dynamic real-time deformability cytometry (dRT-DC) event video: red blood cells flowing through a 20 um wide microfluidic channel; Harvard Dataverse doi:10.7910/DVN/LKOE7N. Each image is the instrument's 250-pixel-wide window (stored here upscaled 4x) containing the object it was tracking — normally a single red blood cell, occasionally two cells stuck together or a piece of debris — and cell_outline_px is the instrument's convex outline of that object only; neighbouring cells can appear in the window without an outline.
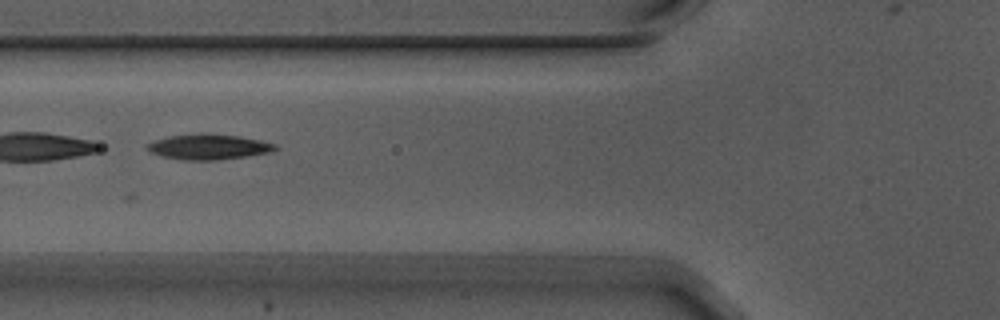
{"species": "Egyptian fruit bat (a non-hibernating species)", "species_latin": "Rousettus aegyptiacus", "temperature_condition": "warm", "stored_images_in_passage": 4, "camera_frame_rate_fps": 3000, "um_per_image_px": 0.085, "animal": {"sex": "male"}, "frame": {"image": 1, "passage_image": 2, "time_ms": 0.333, "image_size_px": [1000, 320], "cell_outline_px": [[280, 148], [272, 152], [216, 160], [184, 160], [164, 156], [152, 152], [144, 148], [144, 144], [156, 140], [172, 136], [200, 132], [208, 132], [240, 136], [260, 140], [276, 144]], "centroid_in_image_um": [17.75, 12.46], "position_along_channel_um": 108.0, "area_um2": 19.07}}
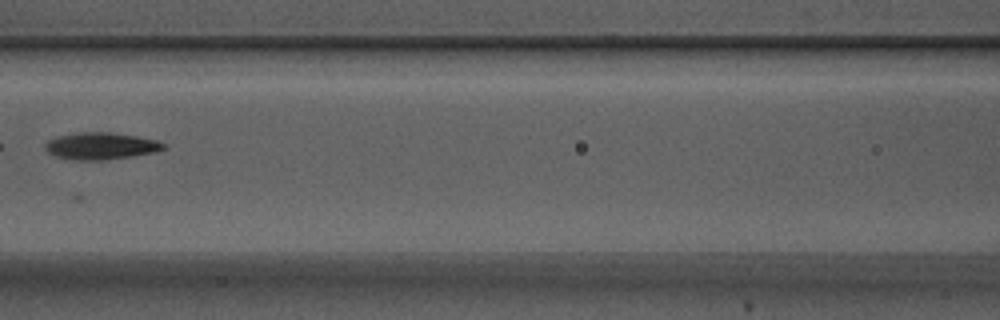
{"frame": {"image": 2, "passage_image": 3, "time_ms": 0.667, "image_size_px": [1000, 320], "cell_outline_px": [[168, 148], [156, 152], [132, 156], [104, 160], [76, 160], [56, 156], [48, 152], [44, 148], [44, 144], [48, 140], [56, 136], [76, 132], [108, 132], [136, 136], [156, 140], [164, 144]], "centroid_in_image_um": [8.56, 12.4], "position_along_channel_um": 158.0, "area_um2": 18.67}}
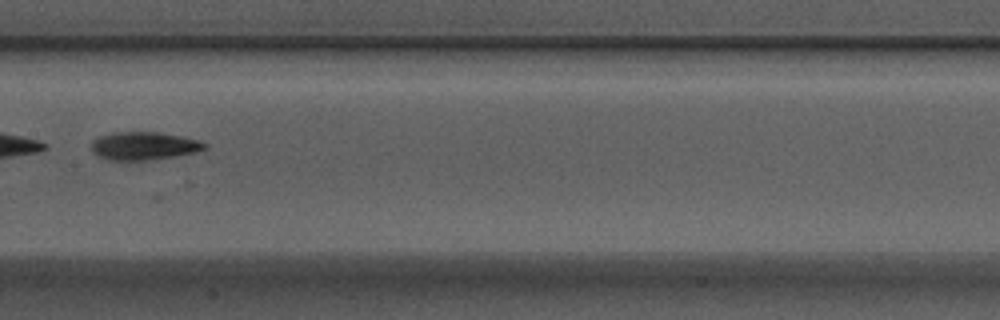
{"frame": {"image": 3, "passage_image": 4, "time_ms": 1.0, "image_size_px": [1000, 320], "cell_outline_px": [[208, 148], [176, 156], [152, 160], [108, 160], [96, 156], [92, 152], [92, 140], [96, 136], [112, 132], [156, 132], [180, 136], [196, 140], [208, 144]], "centroid_in_image_um": [12.16, 12.4], "position_along_channel_um": 195.2, "area_um2": 18.61}}